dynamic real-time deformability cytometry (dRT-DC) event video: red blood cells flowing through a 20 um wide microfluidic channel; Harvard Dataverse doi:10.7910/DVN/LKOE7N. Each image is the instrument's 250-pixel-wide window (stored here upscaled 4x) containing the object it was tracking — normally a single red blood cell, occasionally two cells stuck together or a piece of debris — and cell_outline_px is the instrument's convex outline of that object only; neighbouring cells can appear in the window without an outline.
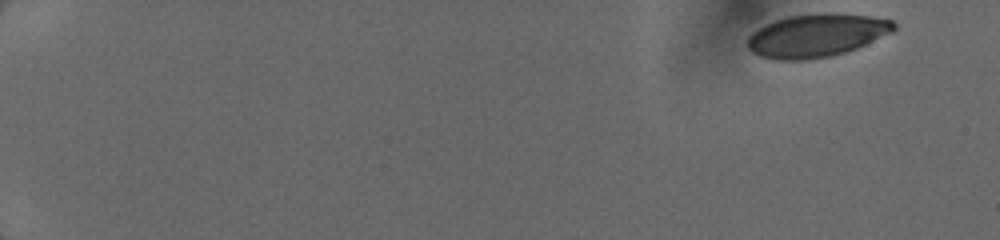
{"species": "human", "species_latin": "Homo sapiens", "temperature_condition": "cold", "stored_images_in_passage": 7, "camera_frame_rate_fps": 3000, "um_per_image_px": 0.085, "donor": {"sex": "female"}, "frame": {"image": 1, "passage_image": 1, "time_ms": 0.0, "image_size_px": [1000, 240], "cell_outline_px": [[896, 28], [892, 32], [848, 52], [832, 56], [808, 60], [776, 60], [760, 56], [752, 52], [748, 48], [748, 36], [752, 32], [776, 20], [788, 16], [824, 12], [832, 12], [868, 16], [892, 20], [896, 24]], "centroid_in_image_um": [69.42, 3.02], "position_along_channel_um": 15.6, "area_um2": 36.88}}
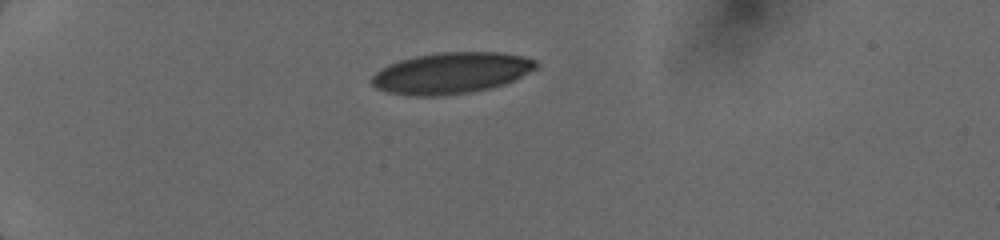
{"frame": {"image": 2, "passage_image": 5, "time_ms": 4.0, "image_size_px": [1000, 240], "cell_outline_px": [[540, 64], [536, 68], [516, 80], [492, 88], [468, 92], [436, 96], [416, 96], [388, 92], [376, 88], [372, 84], [372, 76], [380, 68], [388, 64], [400, 60], [416, 56], [436, 52], [500, 52], [520, 56], [536, 60]], "centroid_in_image_um": [38.37, 6.2], "position_along_channel_um": 46.6, "area_um2": 39.48}}
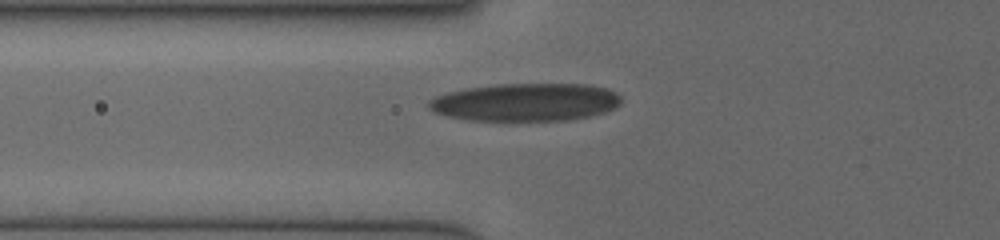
{"frame": {"image": 3, "passage_image": 7, "time_ms": 6.0, "image_size_px": [1000, 240], "cell_outline_px": [[620, 104], [616, 108], [604, 112], [588, 116], [568, 120], [468, 120], [448, 116], [432, 112], [428, 108], [428, 100], [436, 96], [448, 92], [464, 88], [496, 84], [588, 84], [608, 88], [616, 92], [620, 96]], "centroid_in_image_um": [44.66, 8.67], "position_along_channel_um": 81.1, "area_um2": 42.66}}